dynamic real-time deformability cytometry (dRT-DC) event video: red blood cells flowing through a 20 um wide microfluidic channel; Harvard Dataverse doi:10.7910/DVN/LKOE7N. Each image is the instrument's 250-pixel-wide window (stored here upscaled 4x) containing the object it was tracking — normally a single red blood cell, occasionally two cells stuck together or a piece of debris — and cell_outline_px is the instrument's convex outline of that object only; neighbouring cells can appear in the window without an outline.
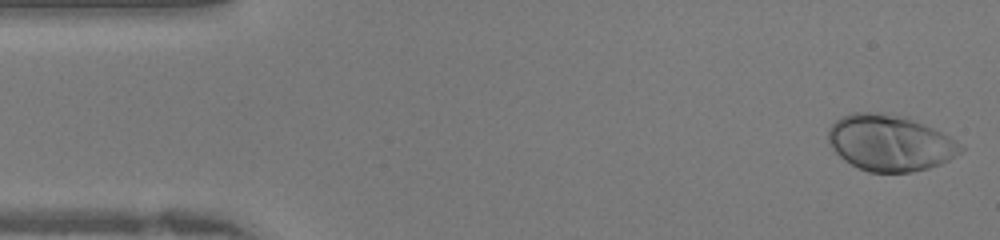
{"species": "human", "species_latin": "Homo sapiens", "temperature_condition": "warm", "stored_images_in_passage": 41, "camera_frame_rate_fps": 3000, "um_per_image_px": 0.085, "donor": {"sex": "female"}, "frame": {"image": 1, "passage_image": 1, "time_ms": 0.0, "image_size_px": [1000, 240], "cell_outline_px": [[964, 148], [960, 152], [948, 160], [940, 164], [928, 168], [912, 172], [868, 172], [844, 160], [832, 148], [828, 140], [828, 128], [836, 120], [852, 112], [876, 112], [908, 116], [948, 136], [960, 144]], "centroid_in_image_um": [75.62, 12.13], "position_along_channel_um": 9.4, "area_um2": 43.12}}
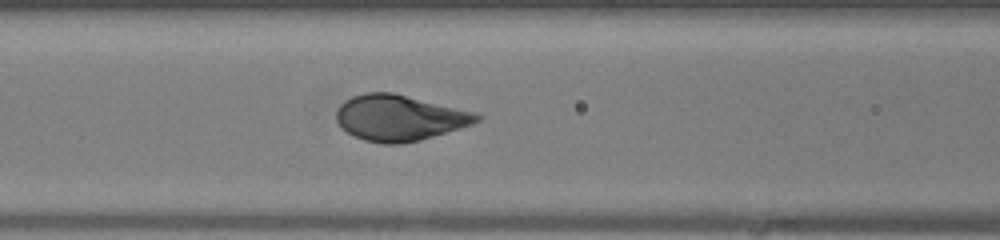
{"frame": {"image": 2, "passage_image": 16, "time_ms": 5.0, "image_size_px": [1000, 240], "cell_outline_px": [[484, 116], [480, 120], [472, 124], [460, 128], [420, 140], [400, 144], [384, 144], [364, 140], [352, 136], [336, 120], [336, 112], [340, 104], [344, 100], [352, 96], [364, 92], [392, 92], [476, 112]], "centroid_in_image_um": [33.95, 10.01], "position_along_channel_um": 132.6, "area_um2": 37.57}}
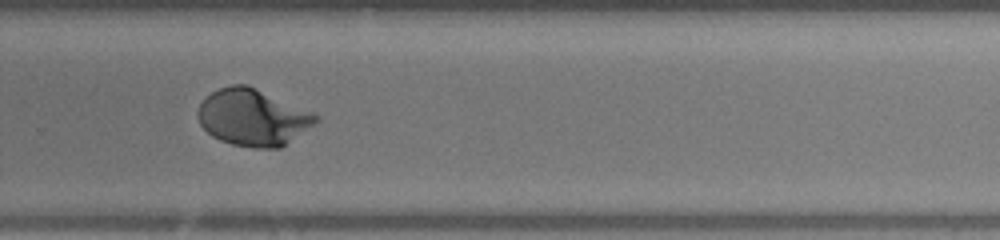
{"frame": {"image": 3, "passage_image": 27, "time_ms": 8.667, "image_size_px": [1000, 240], "cell_outline_px": [[320, 120], [280, 148], [252, 148], [232, 144], [220, 140], [212, 136], [200, 124], [196, 116], [196, 112], [200, 104], [212, 92], [220, 88], [232, 84], [248, 84], [312, 112], [320, 116]], "centroid_in_image_um": [21.48, 9.98], "position_along_channel_um": 308.3, "area_um2": 38.9}}